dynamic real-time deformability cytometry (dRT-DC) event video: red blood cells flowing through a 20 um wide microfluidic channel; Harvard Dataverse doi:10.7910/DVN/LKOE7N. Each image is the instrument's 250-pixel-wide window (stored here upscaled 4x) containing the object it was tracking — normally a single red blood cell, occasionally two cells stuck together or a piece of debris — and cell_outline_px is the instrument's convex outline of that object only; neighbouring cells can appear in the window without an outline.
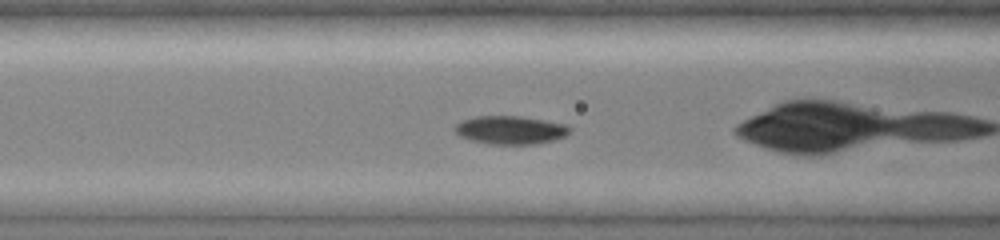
{"species": "common noctule bat (a hibernating species)", "species_latin": "Nyctalus noctula", "temperature_condition": "cold", "stored_images_in_passage": 36, "camera_frame_rate_fps": 3000, "um_per_image_px": 0.085, "animal": {"sex": "female", "body_mass_g": 19.0, "forearm_length_mm": 51.5}, "frame": {"image": 1, "passage_image": 13, "time_ms": 4.0, "image_size_px": [1000, 240], "cell_outline_px": [[572, 128], [564, 136], [552, 140], [532, 144], [492, 144], [472, 140], [460, 136], [452, 128], [460, 120], [476, 116], [520, 116], [568, 124]], "centroid_in_image_um": [43.36, 11.03], "position_along_channel_um": 123.2, "area_um2": 18.9}}
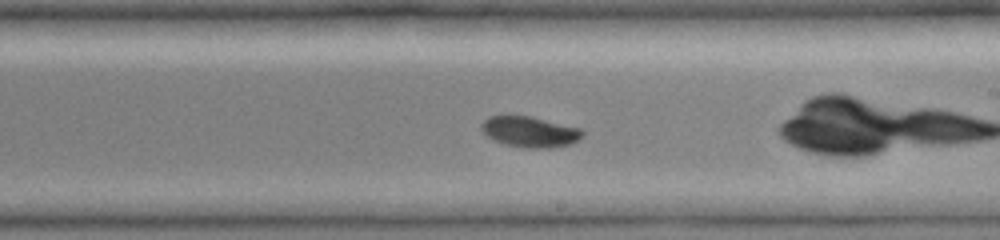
{"frame": {"image": 2, "passage_image": 21, "time_ms": 6.667, "image_size_px": [1000, 240], "cell_outline_px": [[584, 132], [572, 144], [548, 148], [524, 148], [492, 140], [480, 128], [480, 124], [488, 116], [528, 116], [580, 128]], "centroid_in_image_um": [45.0, 11.21], "position_along_channel_um": 244.0, "area_um2": 17.8}}
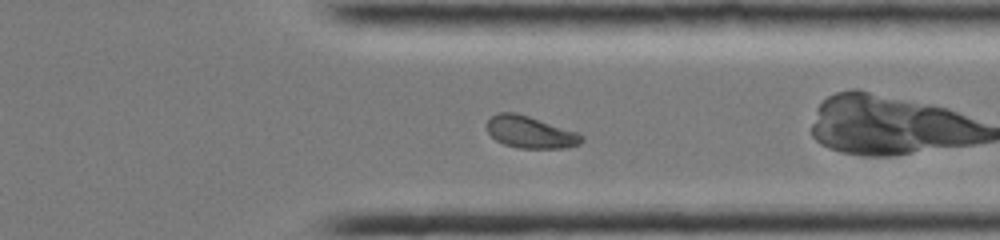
{"frame": {"image": 3, "passage_image": 29, "time_ms": 9.333, "image_size_px": [1000, 240], "cell_outline_px": [[584, 140], [580, 144], [564, 148], [520, 148], [504, 144], [496, 140], [488, 132], [488, 120], [492, 116], [500, 112], [516, 112], [576, 132], [584, 136]], "centroid_in_image_um": [45.08, 11.24], "position_along_channel_um": 366.3, "area_um2": 17.4}}